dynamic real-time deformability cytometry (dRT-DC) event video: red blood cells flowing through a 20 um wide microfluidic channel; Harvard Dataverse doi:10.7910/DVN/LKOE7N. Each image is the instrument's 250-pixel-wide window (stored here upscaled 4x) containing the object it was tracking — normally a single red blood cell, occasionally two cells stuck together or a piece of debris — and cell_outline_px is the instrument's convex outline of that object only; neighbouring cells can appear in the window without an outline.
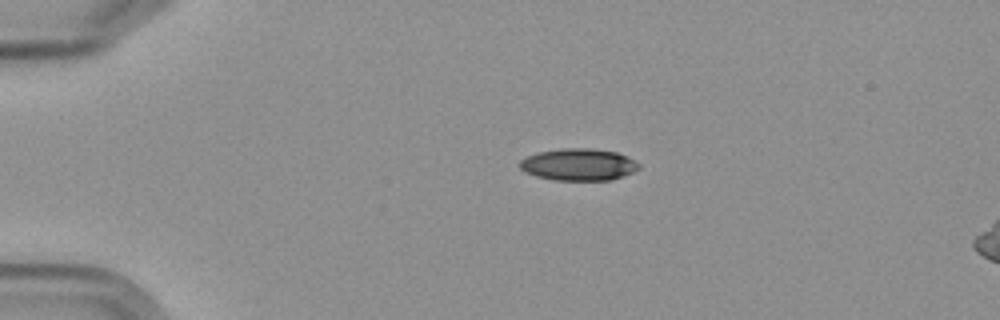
{"species": "Egyptian fruit bat (a non-hibernating species)", "species_latin": "Rousettus aegyptiacus", "temperature_condition": "cold", "stored_images_in_passage": 7, "camera_frame_rate_fps": 3000, "um_per_image_px": 0.085, "frame": {"image": 1, "passage_image": 1, "time_ms": 0.0, "image_size_px": [1000, 320], "cell_outline_px": [[640, 168], [624, 176], [612, 180], [556, 180], [536, 176], [524, 172], [520, 168], [520, 160], [524, 156], [536, 152], [564, 148], [588, 148], [616, 152], [628, 156], [640, 164]], "centroid_in_image_um": [49.17, 13.98], "position_along_channel_um": 35.8, "area_um2": 22.37}}
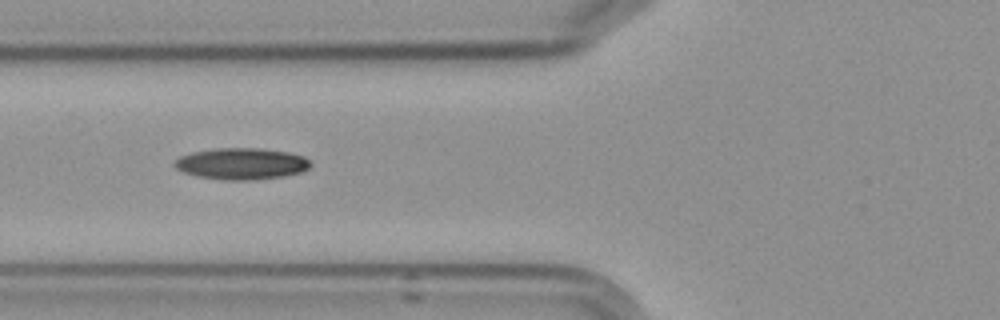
{"frame": {"image": 2, "passage_image": 4, "time_ms": 3.333, "image_size_px": [1000, 320], "cell_outline_px": [[312, 164], [308, 168], [300, 172], [284, 176], [252, 180], [224, 180], [196, 176], [184, 172], [176, 168], [172, 164], [180, 156], [192, 152], [212, 148], [260, 148], [288, 152], [304, 156]], "centroid_in_image_um": [20.51, 13.91], "position_along_channel_um": 105.3, "area_um2": 25.03}}
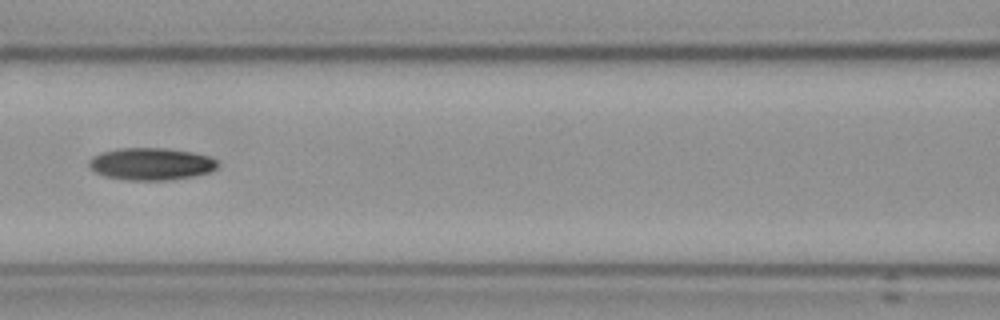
{"frame": {"image": 3, "passage_image": 5, "time_ms": 4.667, "image_size_px": [1000, 320], "cell_outline_px": [[216, 168], [208, 172], [192, 176], [168, 180], [128, 180], [104, 176], [96, 172], [88, 164], [88, 160], [92, 156], [100, 152], [116, 148], [164, 148], [192, 152], [208, 156], [216, 160]], "centroid_in_image_um": [12.78, 13.92], "position_along_channel_um": 153.8, "area_um2": 24.04}}